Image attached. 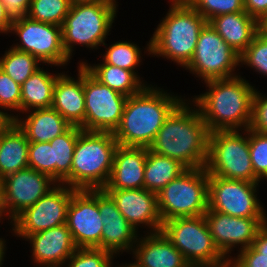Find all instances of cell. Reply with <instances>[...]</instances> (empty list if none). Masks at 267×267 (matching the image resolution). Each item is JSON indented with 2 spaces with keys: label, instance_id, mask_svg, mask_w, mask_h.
Listing matches in <instances>:
<instances>
[{
  "label": "cell",
  "instance_id": "obj_1",
  "mask_svg": "<svg viewBox=\"0 0 267 267\" xmlns=\"http://www.w3.org/2000/svg\"><path fill=\"white\" fill-rule=\"evenodd\" d=\"M208 137L198 107L185 98L165 119L148 149L179 161L187 169L205 168Z\"/></svg>",
  "mask_w": 267,
  "mask_h": 267
},
{
  "label": "cell",
  "instance_id": "obj_2",
  "mask_svg": "<svg viewBox=\"0 0 267 267\" xmlns=\"http://www.w3.org/2000/svg\"><path fill=\"white\" fill-rule=\"evenodd\" d=\"M244 78L239 74L231 78L209 80L204 82L205 92L190 97L209 132L250 128L256 88Z\"/></svg>",
  "mask_w": 267,
  "mask_h": 267
},
{
  "label": "cell",
  "instance_id": "obj_3",
  "mask_svg": "<svg viewBox=\"0 0 267 267\" xmlns=\"http://www.w3.org/2000/svg\"><path fill=\"white\" fill-rule=\"evenodd\" d=\"M167 91L151 84L127 97L120 124L113 133L118 145L149 148L165 119L185 99Z\"/></svg>",
  "mask_w": 267,
  "mask_h": 267
},
{
  "label": "cell",
  "instance_id": "obj_4",
  "mask_svg": "<svg viewBox=\"0 0 267 267\" xmlns=\"http://www.w3.org/2000/svg\"><path fill=\"white\" fill-rule=\"evenodd\" d=\"M166 16L154 29L144 53L185 68L192 59L199 34L208 21L186 0H170ZM146 50V51H145Z\"/></svg>",
  "mask_w": 267,
  "mask_h": 267
},
{
  "label": "cell",
  "instance_id": "obj_5",
  "mask_svg": "<svg viewBox=\"0 0 267 267\" xmlns=\"http://www.w3.org/2000/svg\"><path fill=\"white\" fill-rule=\"evenodd\" d=\"M118 3L104 0L71 5L61 26L63 47L70 59L75 46L96 51L102 47L117 18Z\"/></svg>",
  "mask_w": 267,
  "mask_h": 267
},
{
  "label": "cell",
  "instance_id": "obj_6",
  "mask_svg": "<svg viewBox=\"0 0 267 267\" xmlns=\"http://www.w3.org/2000/svg\"><path fill=\"white\" fill-rule=\"evenodd\" d=\"M118 143L110 132L79 133L71 166V187L98 190L107 184Z\"/></svg>",
  "mask_w": 267,
  "mask_h": 267
},
{
  "label": "cell",
  "instance_id": "obj_7",
  "mask_svg": "<svg viewBox=\"0 0 267 267\" xmlns=\"http://www.w3.org/2000/svg\"><path fill=\"white\" fill-rule=\"evenodd\" d=\"M205 169L208 175L261 184L251 164L249 128L209 132Z\"/></svg>",
  "mask_w": 267,
  "mask_h": 267
},
{
  "label": "cell",
  "instance_id": "obj_8",
  "mask_svg": "<svg viewBox=\"0 0 267 267\" xmlns=\"http://www.w3.org/2000/svg\"><path fill=\"white\" fill-rule=\"evenodd\" d=\"M161 232L191 267L229 266L213 241L204 215L170 219L162 224Z\"/></svg>",
  "mask_w": 267,
  "mask_h": 267
},
{
  "label": "cell",
  "instance_id": "obj_9",
  "mask_svg": "<svg viewBox=\"0 0 267 267\" xmlns=\"http://www.w3.org/2000/svg\"><path fill=\"white\" fill-rule=\"evenodd\" d=\"M208 196L206 169H186L157 194L162 223L178 217L204 215L208 210Z\"/></svg>",
  "mask_w": 267,
  "mask_h": 267
},
{
  "label": "cell",
  "instance_id": "obj_10",
  "mask_svg": "<svg viewBox=\"0 0 267 267\" xmlns=\"http://www.w3.org/2000/svg\"><path fill=\"white\" fill-rule=\"evenodd\" d=\"M10 33L19 37V42L12 44V48L30 53L47 66L62 69L72 60L63 47L61 26L24 16L12 20Z\"/></svg>",
  "mask_w": 267,
  "mask_h": 267
},
{
  "label": "cell",
  "instance_id": "obj_11",
  "mask_svg": "<svg viewBox=\"0 0 267 267\" xmlns=\"http://www.w3.org/2000/svg\"><path fill=\"white\" fill-rule=\"evenodd\" d=\"M240 55L207 23L201 30L195 52L184 68L207 82L239 75ZM236 70V71H235Z\"/></svg>",
  "mask_w": 267,
  "mask_h": 267
},
{
  "label": "cell",
  "instance_id": "obj_12",
  "mask_svg": "<svg viewBox=\"0 0 267 267\" xmlns=\"http://www.w3.org/2000/svg\"><path fill=\"white\" fill-rule=\"evenodd\" d=\"M259 183L208 175V210L233 217L267 218L258 197Z\"/></svg>",
  "mask_w": 267,
  "mask_h": 267
},
{
  "label": "cell",
  "instance_id": "obj_13",
  "mask_svg": "<svg viewBox=\"0 0 267 267\" xmlns=\"http://www.w3.org/2000/svg\"><path fill=\"white\" fill-rule=\"evenodd\" d=\"M57 184L50 176L29 167L5 176L0 180V223L4 219L11 223Z\"/></svg>",
  "mask_w": 267,
  "mask_h": 267
},
{
  "label": "cell",
  "instance_id": "obj_14",
  "mask_svg": "<svg viewBox=\"0 0 267 267\" xmlns=\"http://www.w3.org/2000/svg\"><path fill=\"white\" fill-rule=\"evenodd\" d=\"M75 191L67 185L57 184L10 223L13 236L24 240L28 235L66 224L67 209Z\"/></svg>",
  "mask_w": 267,
  "mask_h": 267
},
{
  "label": "cell",
  "instance_id": "obj_15",
  "mask_svg": "<svg viewBox=\"0 0 267 267\" xmlns=\"http://www.w3.org/2000/svg\"><path fill=\"white\" fill-rule=\"evenodd\" d=\"M84 131L114 133L120 124L127 96L100 83L84 68Z\"/></svg>",
  "mask_w": 267,
  "mask_h": 267
},
{
  "label": "cell",
  "instance_id": "obj_16",
  "mask_svg": "<svg viewBox=\"0 0 267 267\" xmlns=\"http://www.w3.org/2000/svg\"><path fill=\"white\" fill-rule=\"evenodd\" d=\"M68 229L77 248H100L103 222L98 190H76L67 209Z\"/></svg>",
  "mask_w": 267,
  "mask_h": 267
},
{
  "label": "cell",
  "instance_id": "obj_17",
  "mask_svg": "<svg viewBox=\"0 0 267 267\" xmlns=\"http://www.w3.org/2000/svg\"><path fill=\"white\" fill-rule=\"evenodd\" d=\"M204 218L216 247L228 261L234 249L239 252L250 247L258 230L267 222V218L233 217L213 210H207Z\"/></svg>",
  "mask_w": 267,
  "mask_h": 267
},
{
  "label": "cell",
  "instance_id": "obj_18",
  "mask_svg": "<svg viewBox=\"0 0 267 267\" xmlns=\"http://www.w3.org/2000/svg\"><path fill=\"white\" fill-rule=\"evenodd\" d=\"M104 191L113 199L119 212L137 232L139 227H145L147 233L161 231L163 223L156 193L144 188Z\"/></svg>",
  "mask_w": 267,
  "mask_h": 267
},
{
  "label": "cell",
  "instance_id": "obj_19",
  "mask_svg": "<svg viewBox=\"0 0 267 267\" xmlns=\"http://www.w3.org/2000/svg\"><path fill=\"white\" fill-rule=\"evenodd\" d=\"M98 209L104 224L101 249L110 252L116 259L124 252L131 254L141 233L130 225L103 189H98Z\"/></svg>",
  "mask_w": 267,
  "mask_h": 267
},
{
  "label": "cell",
  "instance_id": "obj_20",
  "mask_svg": "<svg viewBox=\"0 0 267 267\" xmlns=\"http://www.w3.org/2000/svg\"><path fill=\"white\" fill-rule=\"evenodd\" d=\"M34 266L63 267L77 250L67 224L28 235Z\"/></svg>",
  "mask_w": 267,
  "mask_h": 267
},
{
  "label": "cell",
  "instance_id": "obj_21",
  "mask_svg": "<svg viewBox=\"0 0 267 267\" xmlns=\"http://www.w3.org/2000/svg\"><path fill=\"white\" fill-rule=\"evenodd\" d=\"M138 236L131 254L134 267H191L182 253L160 231Z\"/></svg>",
  "mask_w": 267,
  "mask_h": 267
},
{
  "label": "cell",
  "instance_id": "obj_22",
  "mask_svg": "<svg viewBox=\"0 0 267 267\" xmlns=\"http://www.w3.org/2000/svg\"><path fill=\"white\" fill-rule=\"evenodd\" d=\"M146 156V147L118 145L110 177L103 190L144 188Z\"/></svg>",
  "mask_w": 267,
  "mask_h": 267
},
{
  "label": "cell",
  "instance_id": "obj_23",
  "mask_svg": "<svg viewBox=\"0 0 267 267\" xmlns=\"http://www.w3.org/2000/svg\"><path fill=\"white\" fill-rule=\"evenodd\" d=\"M77 78L62 72L54 87L52 108L72 126L81 127L85 121L84 67L77 66Z\"/></svg>",
  "mask_w": 267,
  "mask_h": 267
},
{
  "label": "cell",
  "instance_id": "obj_24",
  "mask_svg": "<svg viewBox=\"0 0 267 267\" xmlns=\"http://www.w3.org/2000/svg\"><path fill=\"white\" fill-rule=\"evenodd\" d=\"M18 115L13 121L25 133L29 142H50L72 125L55 109H34Z\"/></svg>",
  "mask_w": 267,
  "mask_h": 267
},
{
  "label": "cell",
  "instance_id": "obj_25",
  "mask_svg": "<svg viewBox=\"0 0 267 267\" xmlns=\"http://www.w3.org/2000/svg\"><path fill=\"white\" fill-rule=\"evenodd\" d=\"M208 23L239 55L262 29V24L246 12L218 15Z\"/></svg>",
  "mask_w": 267,
  "mask_h": 267
},
{
  "label": "cell",
  "instance_id": "obj_26",
  "mask_svg": "<svg viewBox=\"0 0 267 267\" xmlns=\"http://www.w3.org/2000/svg\"><path fill=\"white\" fill-rule=\"evenodd\" d=\"M29 144L25 133L14 121L7 120L0 128V180L29 167Z\"/></svg>",
  "mask_w": 267,
  "mask_h": 267
},
{
  "label": "cell",
  "instance_id": "obj_27",
  "mask_svg": "<svg viewBox=\"0 0 267 267\" xmlns=\"http://www.w3.org/2000/svg\"><path fill=\"white\" fill-rule=\"evenodd\" d=\"M81 60L78 65H82L100 83L127 97L140 93L147 85H151L133 71L106 64L101 60L92 65L87 60Z\"/></svg>",
  "mask_w": 267,
  "mask_h": 267
},
{
  "label": "cell",
  "instance_id": "obj_28",
  "mask_svg": "<svg viewBox=\"0 0 267 267\" xmlns=\"http://www.w3.org/2000/svg\"><path fill=\"white\" fill-rule=\"evenodd\" d=\"M44 66L21 85L20 114L52 106L55 82L61 72L51 73L44 69Z\"/></svg>",
  "mask_w": 267,
  "mask_h": 267
},
{
  "label": "cell",
  "instance_id": "obj_29",
  "mask_svg": "<svg viewBox=\"0 0 267 267\" xmlns=\"http://www.w3.org/2000/svg\"><path fill=\"white\" fill-rule=\"evenodd\" d=\"M187 168L171 157L154 153L147 148L144 189L158 194Z\"/></svg>",
  "mask_w": 267,
  "mask_h": 267
},
{
  "label": "cell",
  "instance_id": "obj_30",
  "mask_svg": "<svg viewBox=\"0 0 267 267\" xmlns=\"http://www.w3.org/2000/svg\"><path fill=\"white\" fill-rule=\"evenodd\" d=\"M81 131L79 126H71L62 135L50 141V145L53 147V180L58 184L71 187L74 148Z\"/></svg>",
  "mask_w": 267,
  "mask_h": 267
},
{
  "label": "cell",
  "instance_id": "obj_31",
  "mask_svg": "<svg viewBox=\"0 0 267 267\" xmlns=\"http://www.w3.org/2000/svg\"><path fill=\"white\" fill-rule=\"evenodd\" d=\"M108 45L109 44H106V41L102 45L105 46L104 49H106V51L103 55L101 54V61L106 64L133 71L137 73L138 76H140L137 69L141 66L143 59L142 56H144L142 55V48H140L136 43H133L130 40L127 41V39L125 41H114V43L110 44L109 46Z\"/></svg>",
  "mask_w": 267,
  "mask_h": 267
},
{
  "label": "cell",
  "instance_id": "obj_32",
  "mask_svg": "<svg viewBox=\"0 0 267 267\" xmlns=\"http://www.w3.org/2000/svg\"><path fill=\"white\" fill-rule=\"evenodd\" d=\"M9 47L0 57V68L15 82L22 85L42 66V63L30 53Z\"/></svg>",
  "mask_w": 267,
  "mask_h": 267
},
{
  "label": "cell",
  "instance_id": "obj_33",
  "mask_svg": "<svg viewBox=\"0 0 267 267\" xmlns=\"http://www.w3.org/2000/svg\"><path fill=\"white\" fill-rule=\"evenodd\" d=\"M71 5L70 0H31L27 16L36 21L62 26Z\"/></svg>",
  "mask_w": 267,
  "mask_h": 267
},
{
  "label": "cell",
  "instance_id": "obj_34",
  "mask_svg": "<svg viewBox=\"0 0 267 267\" xmlns=\"http://www.w3.org/2000/svg\"><path fill=\"white\" fill-rule=\"evenodd\" d=\"M239 65L267 77V32L261 29L250 45L240 54ZM243 65V66H242Z\"/></svg>",
  "mask_w": 267,
  "mask_h": 267
},
{
  "label": "cell",
  "instance_id": "obj_35",
  "mask_svg": "<svg viewBox=\"0 0 267 267\" xmlns=\"http://www.w3.org/2000/svg\"><path fill=\"white\" fill-rule=\"evenodd\" d=\"M20 103L21 85L15 82L0 68V114L6 120L13 121L18 114L20 115Z\"/></svg>",
  "mask_w": 267,
  "mask_h": 267
},
{
  "label": "cell",
  "instance_id": "obj_36",
  "mask_svg": "<svg viewBox=\"0 0 267 267\" xmlns=\"http://www.w3.org/2000/svg\"><path fill=\"white\" fill-rule=\"evenodd\" d=\"M114 258L110 252L100 248H77L63 267H117Z\"/></svg>",
  "mask_w": 267,
  "mask_h": 267
},
{
  "label": "cell",
  "instance_id": "obj_37",
  "mask_svg": "<svg viewBox=\"0 0 267 267\" xmlns=\"http://www.w3.org/2000/svg\"><path fill=\"white\" fill-rule=\"evenodd\" d=\"M208 22L222 14L245 12L244 0H186Z\"/></svg>",
  "mask_w": 267,
  "mask_h": 267
},
{
  "label": "cell",
  "instance_id": "obj_38",
  "mask_svg": "<svg viewBox=\"0 0 267 267\" xmlns=\"http://www.w3.org/2000/svg\"><path fill=\"white\" fill-rule=\"evenodd\" d=\"M249 149L255 176L267 181V133L249 128Z\"/></svg>",
  "mask_w": 267,
  "mask_h": 267
},
{
  "label": "cell",
  "instance_id": "obj_39",
  "mask_svg": "<svg viewBox=\"0 0 267 267\" xmlns=\"http://www.w3.org/2000/svg\"><path fill=\"white\" fill-rule=\"evenodd\" d=\"M28 165L29 168L45 173L53 179V147L50 142H30Z\"/></svg>",
  "mask_w": 267,
  "mask_h": 267
},
{
  "label": "cell",
  "instance_id": "obj_40",
  "mask_svg": "<svg viewBox=\"0 0 267 267\" xmlns=\"http://www.w3.org/2000/svg\"><path fill=\"white\" fill-rule=\"evenodd\" d=\"M252 130L267 133V95L255 89L253 96Z\"/></svg>",
  "mask_w": 267,
  "mask_h": 267
},
{
  "label": "cell",
  "instance_id": "obj_41",
  "mask_svg": "<svg viewBox=\"0 0 267 267\" xmlns=\"http://www.w3.org/2000/svg\"><path fill=\"white\" fill-rule=\"evenodd\" d=\"M235 255L229 260V267H267V256H262L252 246Z\"/></svg>",
  "mask_w": 267,
  "mask_h": 267
},
{
  "label": "cell",
  "instance_id": "obj_42",
  "mask_svg": "<svg viewBox=\"0 0 267 267\" xmlns=\"http://www.w3.org/2000/svg\"><path fill=\"white\" fill-rule=\"evenodd\" d=\"M11 20L27 16L31 0H1Z\"/></svg>",
  "mask_w": 267,
  "mask_h": 267
},
{
  "label": "cell",
  "instance_id": "obj_43",
  "mask_svg": "<svg viewBox=\"0 0 267 267\" xmlns=\"http://www.w3.org/2000/svg\"><path fill=\"white\" fill-rule=\"evenodd\" d=\"M244 10L262 24L267 19V0H244Z\"/></svg>",
  "mask_w": 267,
  "mask_h": 267
},
{
  "label": "cell",
  "instance_id": "obj_44",
  "mask_svg": "<svg viewBox=\"0 0 267 267\" xmlns=\"http://www.w3.org/2000/svg\"><path fill=\"white\" fill-rule=\"evenodd\" d=\"M251 246L262 256H267V222L258 230Z\"/></svg>",
  "mask_w": 267,
  "mask_h": 267
},
{
  "label": "cell",
  "instance_id": "obj_45",
  "mask_svg": "<svg viewBox=\"0 0 267 267\" xmlns=\"http://www.w3.org/2000/svg\"><path fill=\"white\" fill-rule=\"evenodd\" d=\"M12 24L11 18L7 15L4 4L0 0V34L9 36L10 26Z\"/></svg>",
  "mask_w": 267,
  "mask_h": 267
},
{
  "label": "cell",
  "instance_id": "obj_46",
  "mask_svg": "<svg viewBox=\"0 0 267 267\" xmlns=\"http://www.w3.org/2000/svg\"><path fill=\"white\" fill-rule=\"evenodd\" d=\"M7 245H6V240H5V238L3 239V237L2 238H0V267H2V265H3V263H4V258H5V254H6V247Z\"/></svg>",
  "mask_w": 267,
  "mask_h": 267
},
{
  "label": "cell",
  "instance_id": "obj_47",
  "mask_svg": "<svg viewBox=\"0 0 267 267\" xmlns=\"http://www.w3.org/2000/svg\"><path fill=\"white\" fill-rule=\"evenodd\" d=\"M97 1H104V0H70L71 4H80V3H93Z\"/></svg>",
  "mask_w": 267,
  "mask_h": 267
},
{
  "label": "cell",
  "instance_id": "obj_48",
  "mask_svg": "<svg viewBox=\"0 0 267 267\" xmlns=\"http://www.w3.org/2000/svg\"><path fill=\"white\" fill-rule=\"evenodd\" d=\"M117 267H134L131 263H121V264H119V262L117 263Z\"/></svg>",
  "mask_w": 267,
  "mask_h": 267
},
{
  "label": "cell",
  "instance_id": "obj_49",
  "mask_svg": "<svg viewBox=\"0 0 267 267\" xmlns=\"http://www.w3.org/2000/svg\"><path fill=\"white\" fill-rule=\"evenodd\" d=\"M7 122V120L0 114V128Z\"/></svg>",
  "mask_w": 267,
  "mask_h": 267
},
{
  "label": "cell",
  "instance_id": "obj_50",
  "mask_svg": "<svg viewBox=\"0 0 267 267\" xmlns=\"http://www.w3.org/2000/svg\"><path fill=\"white\" fill-rule=\"evenodd\" d=\"M262 29L267 32V19L262 23Z\"/></svg>",
  "mask_w": 267,
  "mask_h": 267
}]
</instances>
